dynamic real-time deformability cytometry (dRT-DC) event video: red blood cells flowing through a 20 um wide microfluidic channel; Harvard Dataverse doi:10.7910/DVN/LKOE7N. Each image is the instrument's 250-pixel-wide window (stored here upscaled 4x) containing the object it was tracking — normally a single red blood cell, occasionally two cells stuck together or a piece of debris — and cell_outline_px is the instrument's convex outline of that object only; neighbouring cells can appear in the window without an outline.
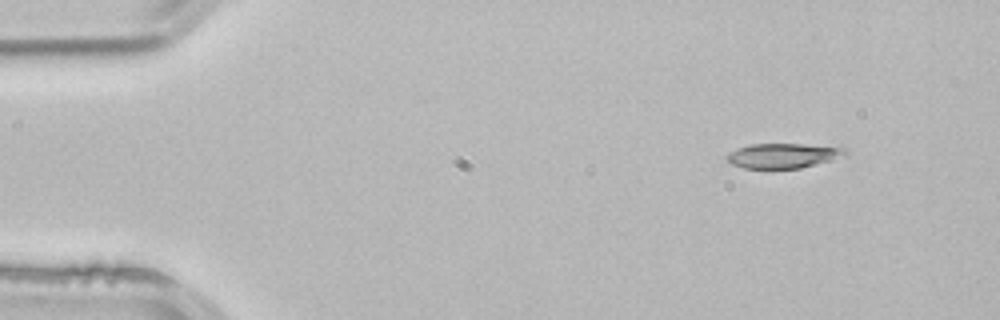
{"species": "common noctule bat (a hibernating species)", "species_latin": "Nyctalus noctula", "temperature_condition": "room temperature", "stored_images_in_passage": 3, "camera_frame_rate_fps": 3000, "um_per_image_px": 0.085, "animal": {"sex": "male", "body_mass_g": 21.5, "forearm_length_mm": 52.0}, "frame": {"image": 1, "passage_image": 2, "time_ms": 0.333, "image_size_px": [1000, 320], "cell_outline_px": [[848, 152], [832, 160], [800, 168], [744, 168], [732, 164], [728, 160], [728, 156], [732, 152], [740, 148], [752, 144], [804, 144], [844, 148]], "centroid_in_image_um": [66.58, 13.23], "position_along_channel_um": 18.4, "area_um2": 16.59}}